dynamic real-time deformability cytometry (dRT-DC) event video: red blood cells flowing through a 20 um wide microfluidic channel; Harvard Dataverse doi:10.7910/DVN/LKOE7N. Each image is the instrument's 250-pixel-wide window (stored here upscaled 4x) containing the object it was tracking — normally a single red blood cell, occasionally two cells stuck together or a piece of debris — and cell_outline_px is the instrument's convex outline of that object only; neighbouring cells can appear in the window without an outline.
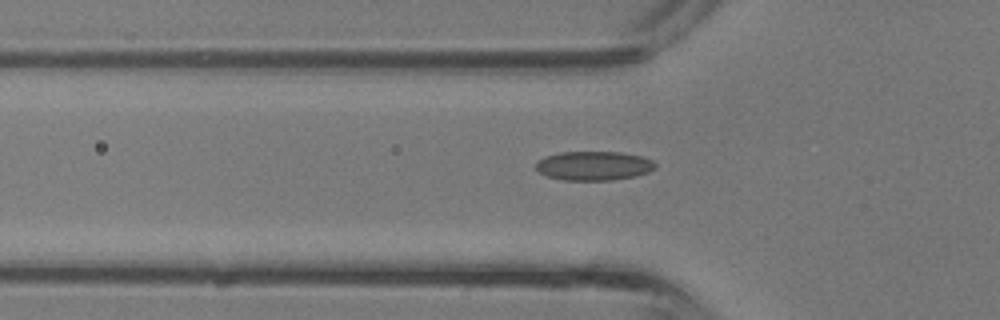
{"species": "common noctule bat (a hibernating species)", "species_latin": "Nyctalus noctula", "temperature_condition": "room temperature", "stored_images_in_passage": 30, "camera_frame_rate_fps": 3000, "um_per_image_px": 0.085, "animal": {"sex": "male", "body_mass_g": 13.3}, "frame": {"image": 1, "passage_image": 7, "time_ms": 2.0, "image_size_px": [1000, 320], "cell_outline_px": [[656, 168], [648, 172], [636, 176], [612, 180], [564, 180], [548, 176], [540, 172], [536, 168], [536, 160], [544, 156], [560, 152], [620, 152], [640, 156], [652, 160], [656, 164]], "centroid_in_image_um": [50.46, 14.09], "position_along_channel_um": 75.3, "area_um2": 20.29}}
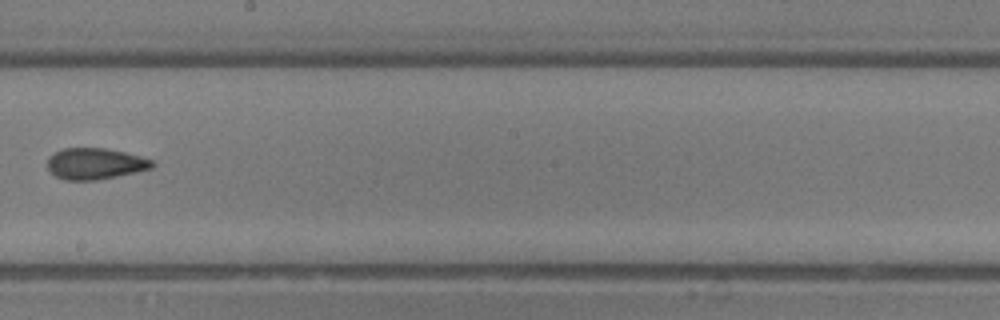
{"frame": {"image": 2, "passage_image": 16, "time_ms": 5.0, "image_size_px": [1000, 320], "cell_outline_px": [[156, 164], [152, 168], [116, 176], [96, 180], [64, 180], [56, 176], [48, 168], [48, 156], [64, 148], [104, 148], [124, 152], [140, 156], [152, 160]], "centroid_in_image_um": [8.08, 13.91], "position_along_channel_um": 240.1, "area_um2": 18.9}}
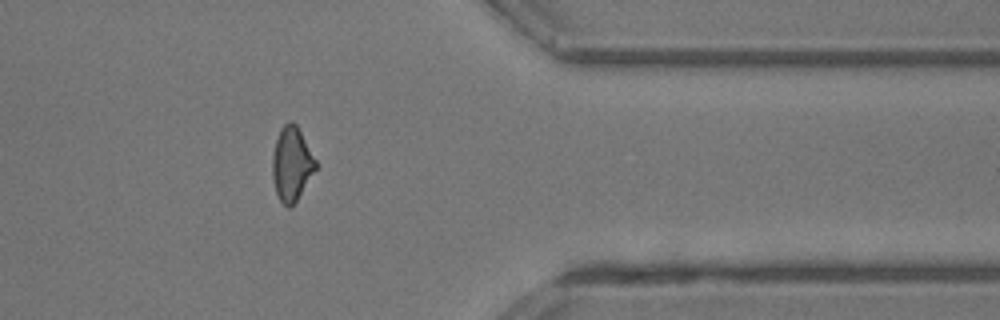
{"frame": {"image": 3, "passage_image": 25, "time_ms": 8.0, "image_size_px": [1000, 320], "cell_outline_px": [[316, 168], [296, 200], [288, 208], [280, 200], [276, 192], [272, 176], [272, 156], [276, 140], [280, 128], [288, 120], [292, 120], [296, 124], [316, 160]], "centroid_in_image_um": [24.77, 13.89], "position_along_channel_um": 386.6, "area_um2": 18.32}}